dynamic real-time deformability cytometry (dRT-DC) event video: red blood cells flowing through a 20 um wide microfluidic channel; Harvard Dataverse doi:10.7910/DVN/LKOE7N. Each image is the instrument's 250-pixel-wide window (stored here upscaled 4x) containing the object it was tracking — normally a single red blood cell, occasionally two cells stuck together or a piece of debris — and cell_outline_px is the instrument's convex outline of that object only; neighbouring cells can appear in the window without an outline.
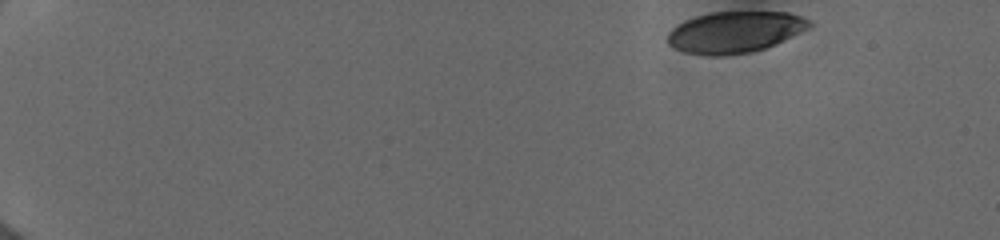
{"species": "human", "species_latin": "Homo sapiens", "temperature_condition": "cold", "stored_images_in_passage": 48, "camera_frame_rate_fps": 3000, "um_per_image_px": 0.085, "donor": {"sex": "female"}, "frame": {"image": 1, "passage_image": 1, "time_ms": 0.0, "image_size_px": [1000, 240], "cell_outline_px": [[812, 24], [808, 28], [776, 44], [752, 52], [724, 56], [708, 56], [684, 52], [668, 44], [668, 32], [672, 28], [684, 20], [696, 16], [712, 12], [788, 12], [812, 20]], "centroid_in_image_um": [62.46, 2.73], "position_along_channel_um": 22.5, "area_um2": 34.22}}
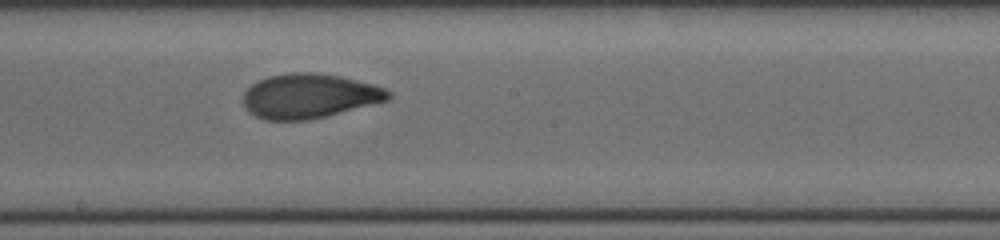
{"frame": {"image": 2, "passage_image": 27, "time_ms": 8.667, "image_size_px": [1000, 240], "cell_outline_px": [[392, 96], [388, 100], [308, 120], [264, 120], [248, 112], [244, 108], [244, 92], [252, 84], [268, 76], [292, 72], [316, 72], [340, 76], [372, 84], [384, 88], [392, 92]], "centroid_in_image_um": [26.27, 8.15], "position_along_channel_um": 221.9, "area_um2": 37.51}}
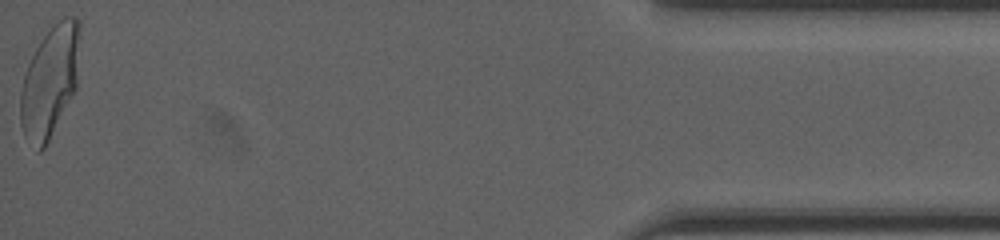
{"frame": {"image": 3, "passage_image": 48, "time_ms": 15.667, "image_size_px": [1000, 240], "cell_outline_px": [[80, 28], [76, 88], [44, 148], [40, 152], [36, 152], [24, 136], [20, 124], [20, 92], [24, 76], [28, 64], [36, 48], [52, 24], [64, 16], [76, 16], [80, 20]], "centroid_in_image_um": [4.23, 6.91], "position_along_channel_um": 431.0, "area_um2": 38.44}, "authors_computed_cell_mechanics": {"area_um2": 36.9342, "velocity_mm_per_s": 3.9943, "shape_relaxation_time_tau1_ms": 4.3283, "shape_relaxation_time_tau2_ms": 1.1155, "deformation_change_tau1": 0.1867, "deformation_change_tau2": 0.0627}}